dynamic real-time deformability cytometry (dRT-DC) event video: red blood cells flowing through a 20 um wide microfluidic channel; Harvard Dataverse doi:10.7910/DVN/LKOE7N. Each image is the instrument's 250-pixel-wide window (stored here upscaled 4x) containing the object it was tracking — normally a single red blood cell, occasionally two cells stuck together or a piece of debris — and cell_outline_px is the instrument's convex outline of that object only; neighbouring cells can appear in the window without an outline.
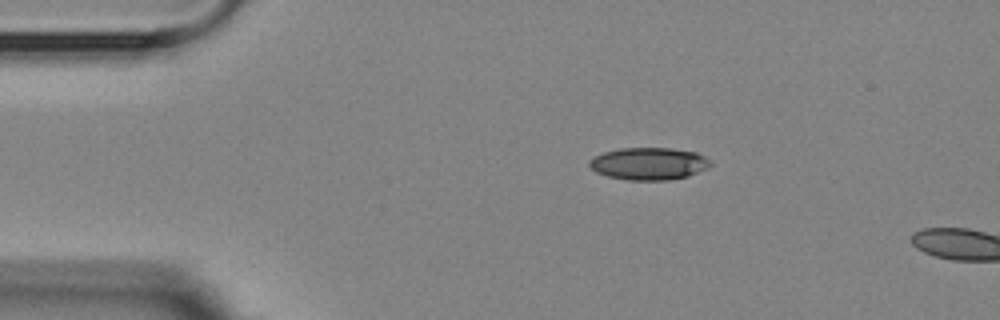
{"species": "Egyptian fruit bat (a non-hibernating species)", "species_latin": "Rousettus aegyptiacus", "temperature_condition": "room temperature", "stored_images_in_passage": 3, "camera_frame_rate_fps": 3000, "um_per_image_px": 0.085, "animal": {"sex": "female"}, "frame": {"image": 1, "passage_image": 1, "time_ms": 0.0, "image_size_px": [1000, 320], "cell_outline_px": [[712, 164], [708, 168], [688, 176], [668, 180], [628, 180], [608, 176], [596, 172], [588, 164], [588, 160], [604, 152], [620, 148], [672, 148], [696, 152], [712, 160]], "centroid_in_image_um": [55.18, 13.91], "position_along_channel_um": 29.8, "area_um2": 22.89}}